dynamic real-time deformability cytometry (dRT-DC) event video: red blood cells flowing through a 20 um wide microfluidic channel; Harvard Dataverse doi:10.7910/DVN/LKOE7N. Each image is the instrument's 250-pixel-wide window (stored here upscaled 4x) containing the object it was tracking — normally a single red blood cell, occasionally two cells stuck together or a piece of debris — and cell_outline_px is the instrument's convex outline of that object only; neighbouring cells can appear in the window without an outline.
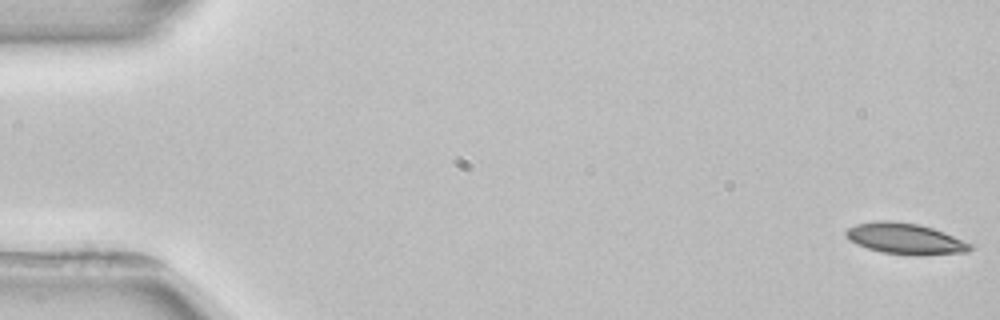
{"species": "common noctule bat (a hibernating species)", "species_latin": "Nyctalus noctula", "temperature_condition": "room temperature", "stored_images_in_passage": 4, "camera_frame_rate_fps": 3000, "um_per_image_px": 0.085, "animal": {"sex": "female", "body_mass_g": 22.7, "forearm_length_mm": 54.2}, "frame": {"image": 1, "passage_image": 1, "time_ms": 0.0, "image_size_px": [1000, 320], "cell_outline_px": [[972, 248], [968, 252], [924, 256], [912, 256], [880, 252], [856, 244], [844, 232], [848, 228], [856, 224], [880, 220], [888, 220], [920, 224], [944, 232], [972, 244]], "centroid_in_image_um": [76.98, 20.3], "position_along_channel_um": 8.0, "area_um2": 22.6}}
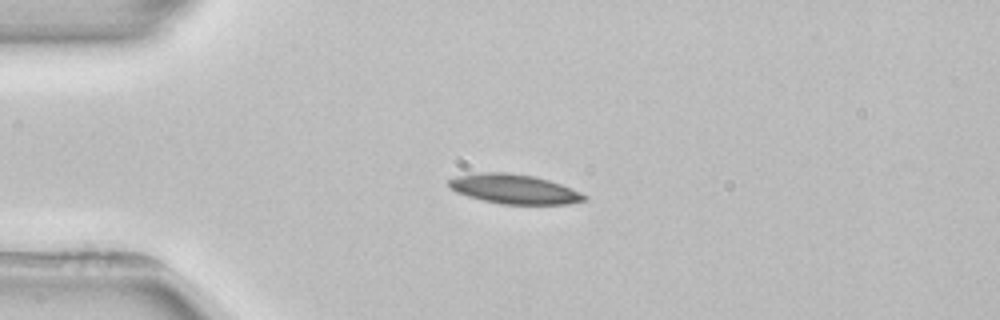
{"frame": {"image": 2, "passage_image": 4, "time_ms": 4.0, "image_size_px": [1000, 320], "cell_outline_px": [[588, 200], [568, 204], [500, 204], [468, 196], [456, 192], [448, 184], [448, 180], [456, 176], [480, 172], [508, 172], [532, 176], [548, 180], [560, 184], [580, 192], [588, 196]], "centroid_in_image_um": [43.72, 16.07], "position_along_channel_um": 41.3, "area_um2": 23.18}}